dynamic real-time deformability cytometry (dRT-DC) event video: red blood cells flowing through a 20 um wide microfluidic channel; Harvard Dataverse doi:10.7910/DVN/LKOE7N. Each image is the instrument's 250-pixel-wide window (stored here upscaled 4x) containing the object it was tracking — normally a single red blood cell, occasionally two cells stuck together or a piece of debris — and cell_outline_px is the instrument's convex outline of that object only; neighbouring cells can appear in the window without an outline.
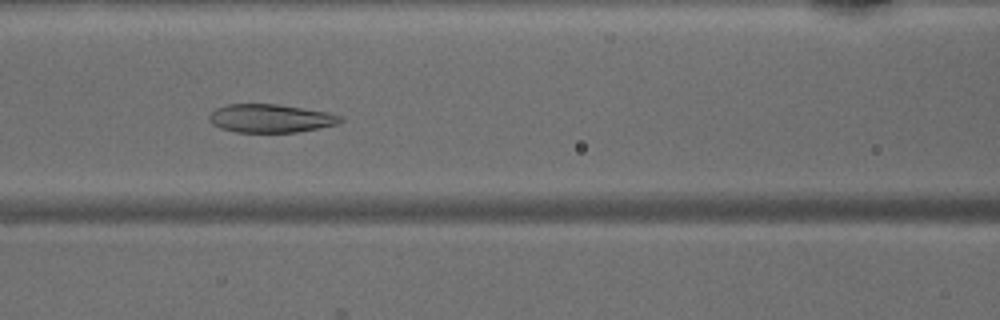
{"species": "common noctule bat (a hibernating species)", "species_latin": "Nyctalus noctula", "temperature_condition": "warm", "stored_images_in_passage": 47, "camera_frame_rate_fps": 3000, "um_per_image_px": 0.085, "animal": {"sex": "male", "body_mass_g": 15.6}, "frame": {"image": 1, "passage_image": 20, "time_ms": 6.333, "image_size_px": [1000, 320], "cell_outline_px": [[344, 120], [336, 124], [296, 132], [236, 132], [220, 128], [212, 124], [208, 120], [208, 116], [216, 108], [228, 104], [276, 104], [328, 112], [344, 116]], "centroid_in_image_um": [22.98, 10.06], "position_along_channel_um": 143.6, "area_um2": 21.62}}
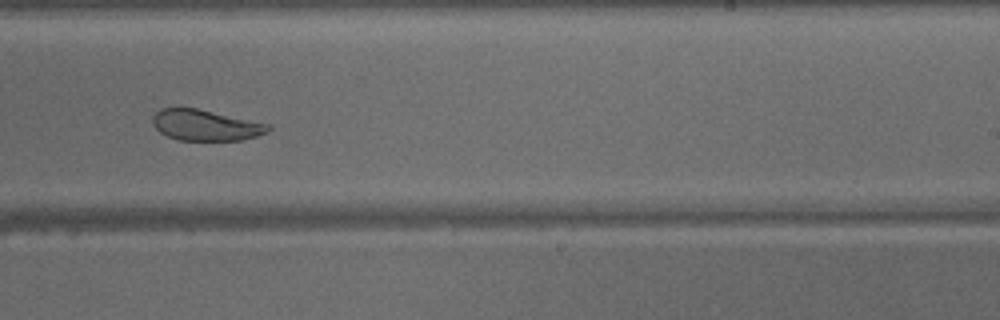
{"frame": {"image": 2, "passage_image": 29, "time_ms": 9.333, "image_size_px": [1000, 320], "cell_outline_px": [[272, 128], [268, 132], [244, 140], [180, 140], [168, 136], [160, 132], [156, 128], [152, 120], [152, 116], [160, 108], [196, 108], [272, 124]], "centroid_in_image_um": [17.52, 10.64], "position_along_channel_um": 271.5, "area_um2": 20.87}}
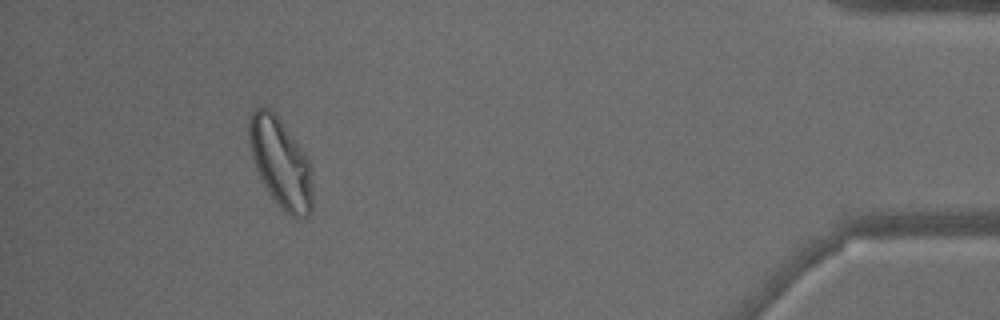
{"frame": {"image": 3, "passage_image": 43, "time_ms": 14.0, "image_size_px": [1000, 320], "cell_outline_px": [[312, 212], [308, 216], [296, 220], [288, 216], [284, 212], [268, 192], [256, 168], [252, 156], [248, 140], [248, 120], [252, 108], [264, 104], [268, 104], [304, 152], [312, 168]], "centroid_in_image_um": [23.84, 13.83], "position_along_channel_um": 411.4, "area_um2": 33.76}}